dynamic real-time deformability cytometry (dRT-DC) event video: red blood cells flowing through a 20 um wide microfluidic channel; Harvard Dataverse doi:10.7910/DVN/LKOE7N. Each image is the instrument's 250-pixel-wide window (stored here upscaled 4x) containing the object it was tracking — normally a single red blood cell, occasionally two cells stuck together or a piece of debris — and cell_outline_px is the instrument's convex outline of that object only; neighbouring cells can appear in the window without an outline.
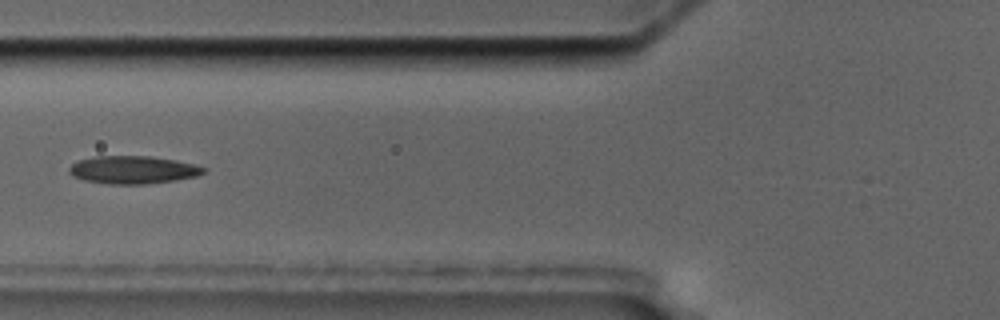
{"species": "common noctule bat (a hibernating species)", "species_latin": "Nyctalus noctula", "temperature_condition": "cold", "stored_images_in_passage": 7, "camera_frame_rate_fps": 3000, "um_per_image_px": 0.085, "animal": {"sex": "male", "body_mass_g": 17.5, "forearm_length_mm": 52.3}, "frame": {"image": 1, "passage_image": 5, "time_ms": 5.667, "image_size_px": [1000, 320], "cell_outline_px": [[204, 172], [196, 176], [172, 180], [144, 184], [108, 184], [84, 180], [72, 176], [68, 172], [68, 168], [72, 164], [80, 160], [96, 156], [152, 156], [176, 160], [192, 164], [204, 168]], "centroid_in_image_um": [11.24, 14.43], "position_along_channel_um": 114.6, "area_um2": 21.56}}
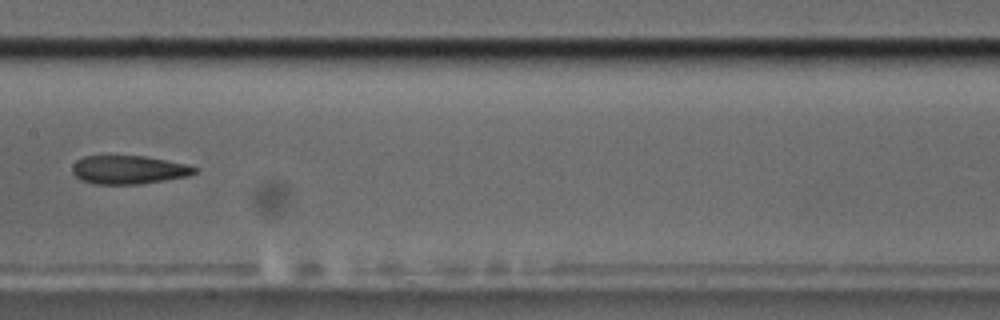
{"frame": {"image": 2, "passage_image": 7, "time_ms": 8.0, "image_size_px": [1000, 320], "cell_outline_px": [[200, 168], [196, 172], [188, 176], [140, 184], [96, 184], [80, 180], [72, 172], [72, 164], [76, 160], [84, 156], [144, 156], [188, 164]], "centroid_in_image_um": [10.94, 14.43], "position_along_channel_um": 196.5, "area_um2": 20.4}}